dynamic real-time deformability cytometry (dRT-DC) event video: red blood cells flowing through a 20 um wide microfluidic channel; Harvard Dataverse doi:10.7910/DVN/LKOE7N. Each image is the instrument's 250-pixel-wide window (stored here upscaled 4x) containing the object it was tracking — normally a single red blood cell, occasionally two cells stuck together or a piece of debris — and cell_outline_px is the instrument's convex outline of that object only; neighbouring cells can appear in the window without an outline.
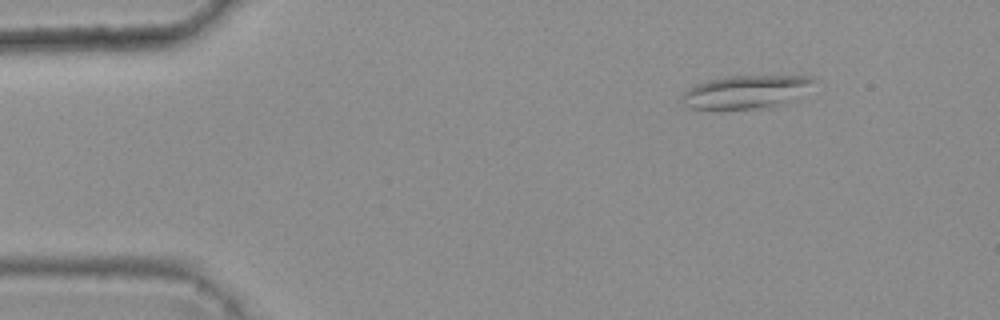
{"species": "common noctule bat (a hibernating species)", "species_latin": "Nyctalus noctula", "temperature_condition": "warm", "stored_images_in_passage": 3, "camera_frame_rate_fps": 3000, "um_per_image_px": 0.085, "animal": {"sex": "female", "body_mass_g": 25.1}, "frame": {"image": 1, "passage_image": 1, "time_ms": 0.0, "image_size_px": [1000, 320], "cell_outline_px": [[816, 80], [784, 104], [768, 108], [688, 108], [680, 104], [680, 96], [688, 88], [696, 84], [708, 80], [728, 76], [812, 76]], "centroid_in_image_um": [63.29, 7.81], "position_along_channel_um": 21.7, "area_um2": 25.03}}